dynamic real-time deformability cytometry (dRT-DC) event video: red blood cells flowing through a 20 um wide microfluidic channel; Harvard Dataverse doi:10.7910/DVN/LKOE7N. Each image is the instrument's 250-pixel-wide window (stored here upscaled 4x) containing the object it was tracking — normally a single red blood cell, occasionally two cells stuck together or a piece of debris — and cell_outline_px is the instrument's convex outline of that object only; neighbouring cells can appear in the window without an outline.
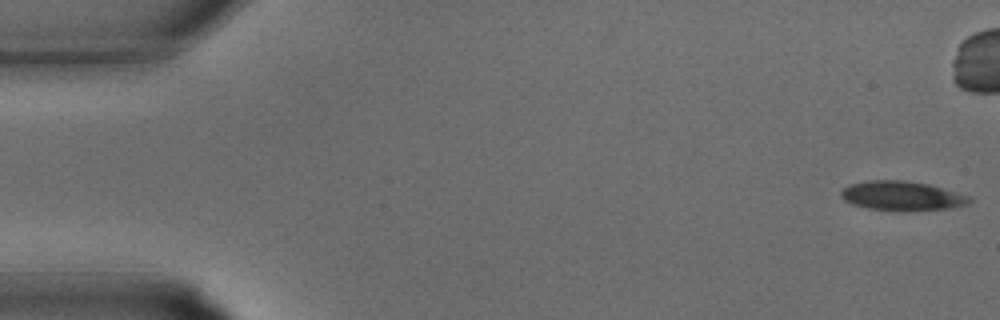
{"species": "common noctule bat (a hibernating species)", "species_latin": "Nyctalus noctula", "temperature_condition": "warm", "stored_images_in_passage": 28, "camera_frame_rate_fps": 3000, "um_per_image_px": 0.085, "animal": {"sex": "male", "body_mass_g": 15.6}, "frame": {"image": 1, "passage_image": 1, "time_ms": 0.0, "image_size_px": [1000, 320], "cell_outline_px": [[972, 200], [968, 204], [952, 208], [896, 212], [868, 208], [852, 204], [844, 200], [840, 196], [840, 192], [848, 184], [868, 180], [904, 180], [928, 184], [972, 196]], "centroid_in_image_um": [76.67, 16.66], "position_along_channel_um": 8.3, "area_um2": 22.37}}
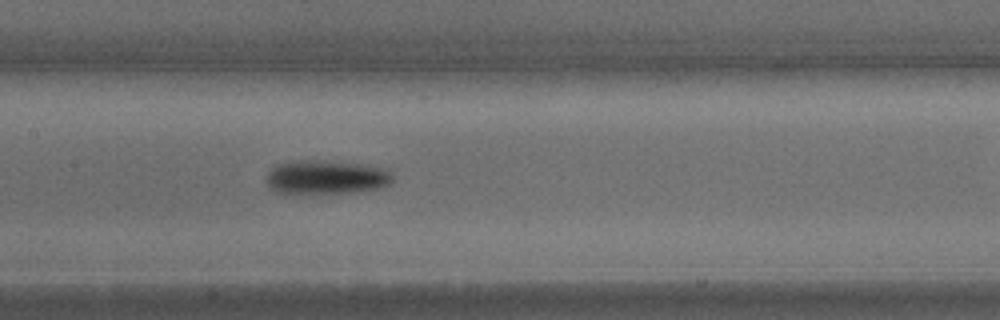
{"frame": {"image": 2, "passage_image": 16, "time_ms": 5.0, "image_size_px": [1000, 320], "cell_outline_px": [[392, 180], [384, 188], [352, 192], [292, 196], [276, 192], [268, 184], [268, 172], [276, 164], [292, 160], [320, 160], [360, 164], [388, 168], [392, 172]], "centroid_in_image_um": [27.71, 15.09], "position_along_channel_um": 179.7, "area_um2": 25.84}}
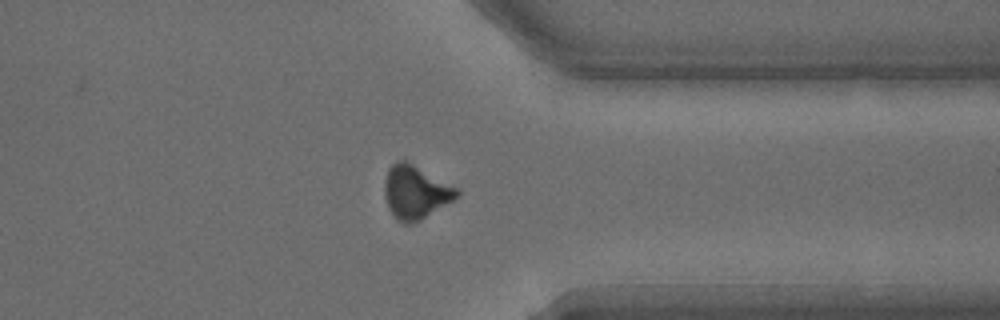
{"frame": {"image": 3, "passage_image": 26, "time_ms": 8.333, "image_size_px": [1000, 320], "cell_outline_px": [[460, 196], [420, 220], [412, 224], [404, 224], [396, 220], [388, 208], [384, 196], [384, 180], [388, 168], [396, 160], [404, 160], [460, 188]], "centroid_in_image_um": [35.31, 16.34], "position_along_channel_um": 376.1, "area_um2": 22.77}}